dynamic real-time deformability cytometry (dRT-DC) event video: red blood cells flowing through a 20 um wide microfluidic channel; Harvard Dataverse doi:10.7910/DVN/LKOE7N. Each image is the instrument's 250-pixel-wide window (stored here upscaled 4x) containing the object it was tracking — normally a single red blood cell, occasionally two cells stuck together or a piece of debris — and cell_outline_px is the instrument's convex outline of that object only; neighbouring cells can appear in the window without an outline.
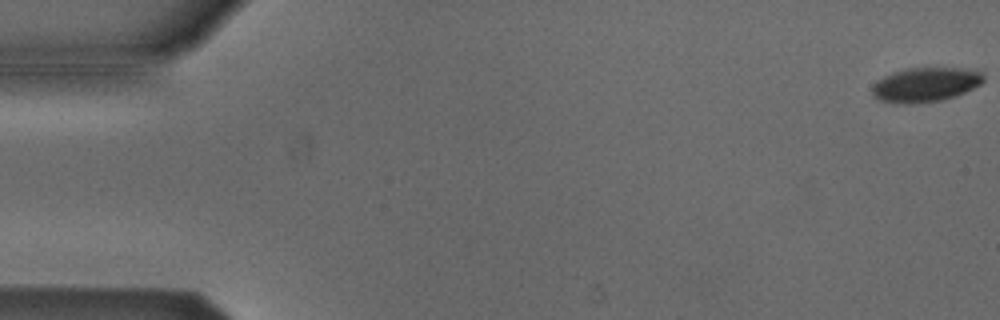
{"species": "Egyptian fruit bat (a non-hibernating species)", "species_latin": "Rousettus aegyptiacus", "temperature_condition": "cold", "stored_images_in_passage": 54, "camera_frame_rate_fps": 3000, "um_per_image_px": 0.085, "animal": {"sex": "male"}, "frame": {"image": 1, "passage_image": 1, "time_ms": 0.0, "image_size_px": [1000, 320], "cell_outline_px": [[984, 80], [980, 84], [956, 96], [940, 100], [908, 104], [904, 104], [880, 100], [872, 96], [872, 88], [876, 80], [892, 72], [904, 68], [960, 68], [984, 72]], "centroid_in_image_um": [78.64, 7.18], "position_along_channel_um": 6.4, "area_um2": 22.31}}
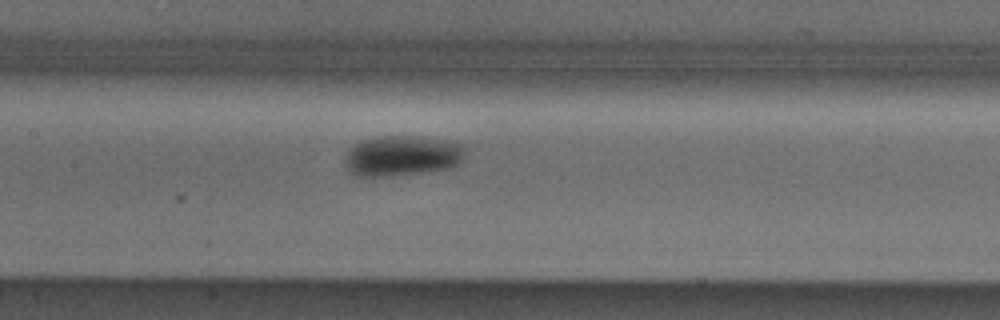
{"frame": {"image": 2, "passage_image": 26, "time_ms": 8.333, "image_size_px": [1000, 320], "cell_outline_px": [[468, 148], [464, 160], [460, 164], [448, 168], [424, 172], [392, 176], [356, 176], [344, 164], [344, 156], [352, 144], [360, 140], [380, 136], [416, 136], [444, 140], [464, 144]], "centroid_in_image_um": [34.2, 13.23], "position_along_channel_um": 173.2, "area_um2": 28.9}}
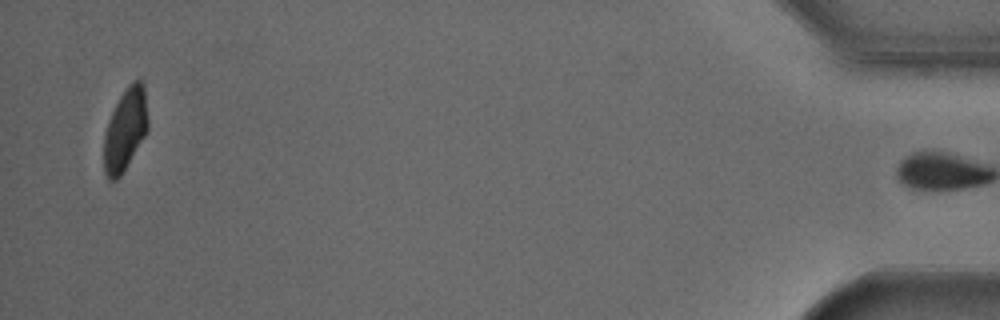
{"frame": {"image": 3, "passage_image": 53, "time_ms": 17.333, "image_size_px": [1000, 320], "cell_outline_px": [[148, 128], [144, 136], [120, 176], [116, 180], [108, 180], [104, 172], [104, 136], [108, 120], [120, 96], [128, 84], [132, 80], [140, 80], [144, 84], [148, 120]], "centroid_in_image_um": [10.64, 10.99], "position_along_channel_um": 424.6, "area_um2": 20.92}, "authors_computed_cell_mechanics": {"area_um2": 24.9118, "velocity_mm_per_s": 3.8, "shape_relaxation_time_tau1_ms": 4.628, "shape_relaxation_time_tau2_ms": null, "deformation_change_tau1": 0.1449, "deformation_change_tau2": null}}